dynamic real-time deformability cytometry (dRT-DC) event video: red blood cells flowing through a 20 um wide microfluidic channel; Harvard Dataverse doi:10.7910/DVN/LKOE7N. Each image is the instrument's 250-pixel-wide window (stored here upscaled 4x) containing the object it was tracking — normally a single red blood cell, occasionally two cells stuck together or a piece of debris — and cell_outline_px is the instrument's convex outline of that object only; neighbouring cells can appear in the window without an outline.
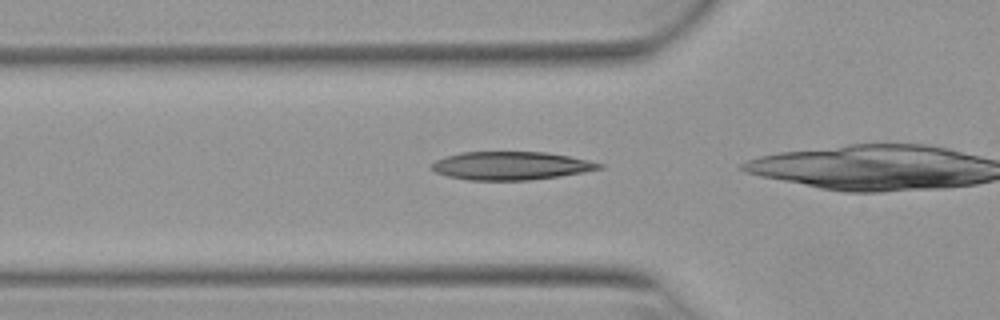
{"species": "Egyptian fruit bat (a non-hibernating species)", "species_latin": "Rousettus aegyptiacus", "temperature_condition": "warm", "stored_images_in_passage": 36, "camera_frame_rate_fps": 3000, "um_per_image_px": 0.085, "animal": {"sex": "female"}, "frame": {"image": 1, "passage_image": 13, "time_ms": 4.0, "image_size_px": [1000, 320], "cell_outline_px": [[604, 168], [584, 172], [560, 176], [528, 180], [468, 180], [448, 176], [436, 172], [428, 164], [444, 156], [460, 152], [548, 152], [588, 160], [604, 164]], "centroid_in_image_um": [43.42, 14.08], "position_along_channel_um": 82.4, "area_um2": 27.69}}
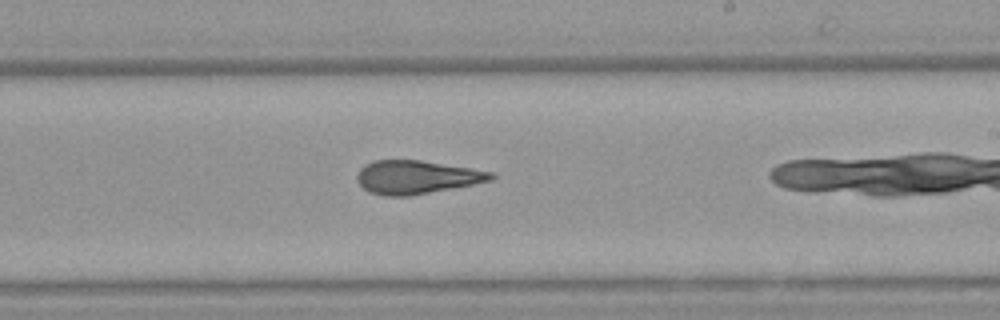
{"frame": {"image": 2, "passage_image": 26, "time_ms": 8.333, "image_size_px": [1000, 320], "cell_outline_px": [[496, 176], [492, 180], [472, 184], [408, 196], [384, 196], [368, 192], [356, 180], [356, 176], [360, 168], [364, 164], [372, 160], [420, 160], [492, 172]], "centroid_in_image_um": [35.33, 15.05], "position_along_channel_um": 253.7, "area_um2": 25.84}}
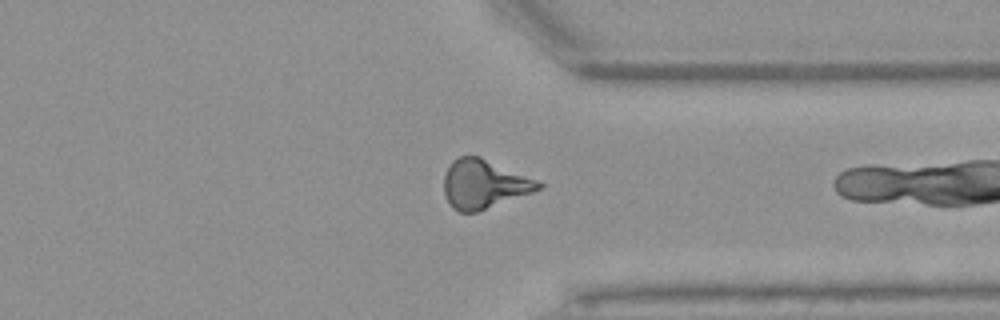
{"frame": {"image": 3, "passage_image": 35, "time_ms": 11.333, "image_size_px": [1000, 320], "cell_outline_px": [[544, 188], [476, 212], [460, 212], [452, 208], [448, 204], [444, 192], [444, 176], [448, 164], [452, 160], [460, 156], [480, 156], [536, 180], [544, 184]], "centroid_in_image_um": [41.1, 15.65], "position_along_channel_um": 370.3, "area_um2": 26.82}}